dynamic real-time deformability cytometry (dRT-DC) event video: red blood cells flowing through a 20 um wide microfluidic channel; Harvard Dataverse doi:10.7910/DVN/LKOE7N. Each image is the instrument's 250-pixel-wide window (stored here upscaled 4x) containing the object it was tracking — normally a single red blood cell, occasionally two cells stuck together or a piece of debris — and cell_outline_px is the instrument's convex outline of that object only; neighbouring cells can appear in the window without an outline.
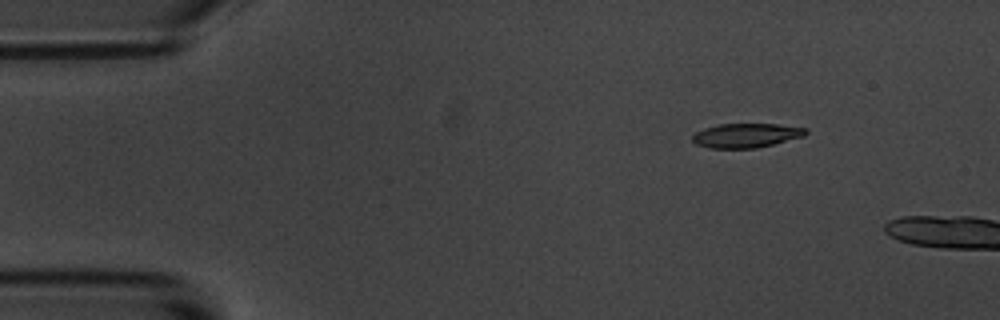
{"species": "common noctule bat (a hibernating species)", "species_latin": "Nyctalus noctula", "temperature_condition": "room temperature", "stored_images_in_passage": 3, "camera_frame_rate_fps": 3000, "um_per_image_px": 0.085, "animal": {"sex": "male", "body_mass_g": 20.1, "forearm_length_mm": 53.5}, "frame": {"image": 1, "passage_image": 2, "time_ms": 1.0, "image_size_px": [1000, 320], "cell_outline_px": [[808, 132], [804, 136], [756, 148], [712, 148], [696, 144], [692, 140], [692, 136], [696, 132], [704, 128], [720, 124], [776, 124], [808, 128]], "centroid_in_image_um": [63.43, 11.51], "position_along_channel_um": 21.6, "area_um2": 15.9}}